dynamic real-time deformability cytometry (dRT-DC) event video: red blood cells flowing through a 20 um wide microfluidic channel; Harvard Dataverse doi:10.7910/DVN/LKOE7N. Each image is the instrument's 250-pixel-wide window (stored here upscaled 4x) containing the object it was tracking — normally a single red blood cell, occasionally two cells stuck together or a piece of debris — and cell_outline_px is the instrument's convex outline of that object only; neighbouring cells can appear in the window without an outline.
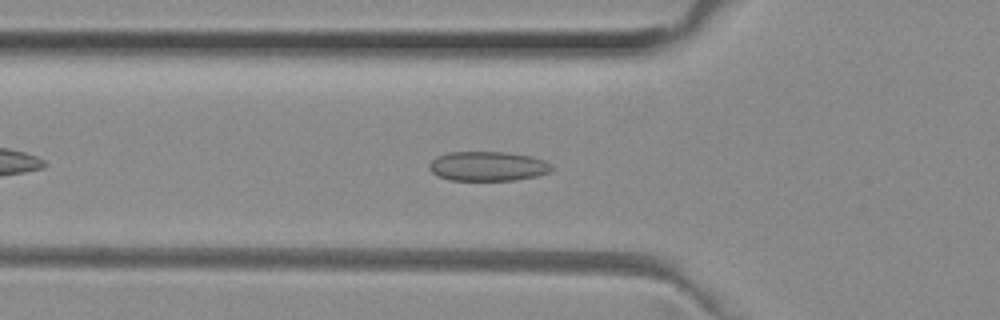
{"species": "common noctule bat (a hibernating species)", "species_latin": "Nyctalus noctula", "temperature_condition": "room temperature", "stored_images_in_passage": 42, "camera_frame_rate_fps": 3000, "um_per_image_px": 0.085, "animal": {"sex": "female", "body_mass_g": 29.2, "forearm_length_mm": 56.3}, "frame": {"image": 1, "passage_image": 7, "time_ms": 2.0, "image_size_px": [1000, 320], "cell_outline_px": [[552, 168], [548, 172], [536, 176], [516, 180], [448, 180], [436, 176], [428, 168], [428, 164], [436, 156], [448, 152], [504, 152], [532, 156], [544, 160], [552, 164]], "centroid_in_image_um": [41.42, 14.13], "position_along_channel_um": 84.4, "area_um2": 21.21}}
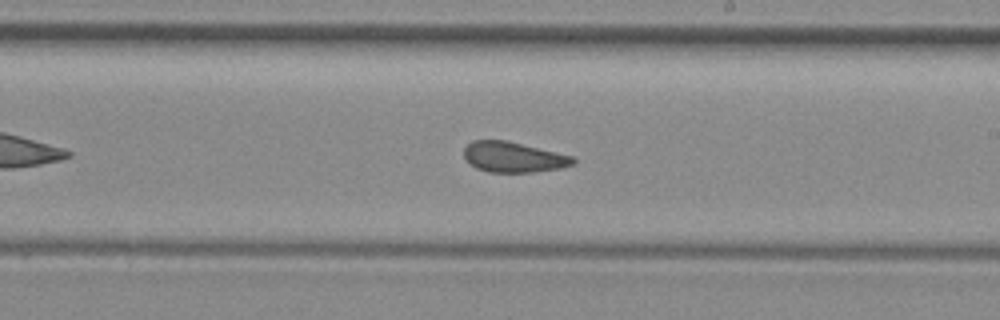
{"frame": {"image": 2, "passage_image": 19, "time_ms": 6.0, "image_size_px": [1000, 320], "cell_outline_px": [[576, 160], [572, 164], [560, 168], [532, 172], [488, 172], [476, 168], [464, 156], [464, 148], [472, 140], [508, 140], [572, 156]], "centroid_in_image_um": [43.62, 13.34], "position_along_channel_um": 245.4, "area_um2": 19.19}}
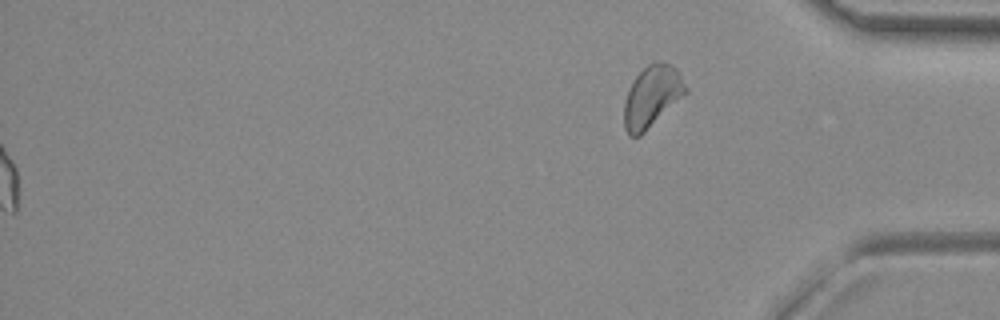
{"frame": {"image": 3, "passage_image": 42, "time_ms": 13.667, "image_size_px": [1000, 320], "cell_outline_px": [[688, 92], [640, 136], [628, 136], [624, 128], [624, 104], [628, 88], [636, 76], [648, 64], [668, 64], [676, 68], [688, 88]], "centroid_in_image_um": [55.4, 8.24], "position_along_channel_um": 379.8, "area_um2": 21.73}, "authors_computed_cell_mechanics": {"area_um2": 20.2011, "velocity_mm_per_s": 4.0207, "shape_relaxation_time_tau1_ms": null, "shape_relaxation_time_tau2_ms": 2.1568, "deformation_change_tau1": null, "deformation_change_tau2": 0.1026}}